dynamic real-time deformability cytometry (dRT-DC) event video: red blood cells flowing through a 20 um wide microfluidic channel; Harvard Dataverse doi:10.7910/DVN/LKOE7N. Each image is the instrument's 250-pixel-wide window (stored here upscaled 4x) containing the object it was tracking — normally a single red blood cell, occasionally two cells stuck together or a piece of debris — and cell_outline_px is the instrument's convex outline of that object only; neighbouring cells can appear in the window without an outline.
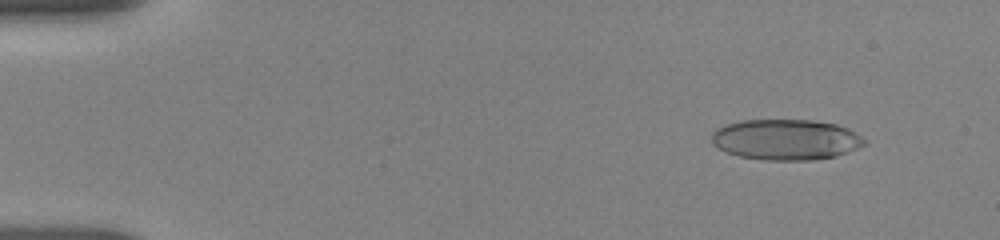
{"species": "human", "species_latin": "Homo sapiens", "temperature_condition": "room temperature", "stored_images_in_passage": 71, "camera_frame_rate_fps": 3000, "um_per_image_px": 0.085, "donor": {"sex": "female"}, "frame": {"image": 1, "passage_image": 2, "time_ms": 0.333, "image_size_px": [1000, 240], "cell_outline_px": [[864, 144], [848, 152], [836, 156], [812, 160], [764, 160], [740, 156], [716, 148], [712, 144], [712, 132], [716, 128], [724, 124], [740, 120], [812, 120], [836, 124], [848, 128], [856, 132], [864, 140]], "centroid_in_image_um": [66.76, 11.86], "position_along_channel_um": 18.2, "area_um2": 36.3}}
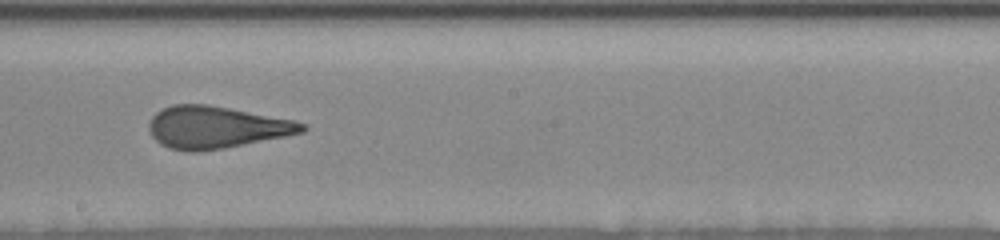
{"frame": {"image": 2, "passage_image": 32, "time_ms": 8.667, "image_size_px": [1000, 240], "cell_outline_px": [[308, 128], [304, 132], [224, 148], [200, 152], [188, 152], [168, 148], [160, 144], [152, 136], [148, 128], [148, 124], [152, 116], [156, 112], [172, 104], [208, 104], [296, 120], [304, 124]], "centroid_in_image_um": [18.35, 10.82], "position_along_channel_um": 229.8, "area_um2": 37.69}}
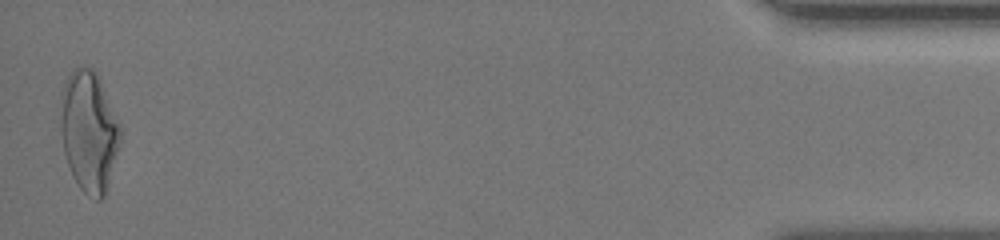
{"frame": {"image": 3, "passage_image": 70, "time_ms": 16.0, "image_size_px": [1000, 240], "cell_outline_px": [[120, 140], [104, 196], [100, 200], [96, 200], [88, 196], [80, 188], [72, 176], [64, 152], [60, 92], [68, 76], [76, 68], [92, 68], [96, 72], [100, 80], [120, 124]], "centroid_in_image_um": [7.56, 11.17], "position_along_channel_um": 427.6, "area_um2": 41.15}, "authors_computed_cell_mechanics": {"area_um2": 37.5122, "velocity_mm_per_s": 3.8076, "shape_relaxation_time_tau1_ms": 7.0781, "shape_relaxation_time_tau2_ms": 1.3482, "deformation_change_tau1": 0.2324, "deformation_change_tau2": 0.1154}}